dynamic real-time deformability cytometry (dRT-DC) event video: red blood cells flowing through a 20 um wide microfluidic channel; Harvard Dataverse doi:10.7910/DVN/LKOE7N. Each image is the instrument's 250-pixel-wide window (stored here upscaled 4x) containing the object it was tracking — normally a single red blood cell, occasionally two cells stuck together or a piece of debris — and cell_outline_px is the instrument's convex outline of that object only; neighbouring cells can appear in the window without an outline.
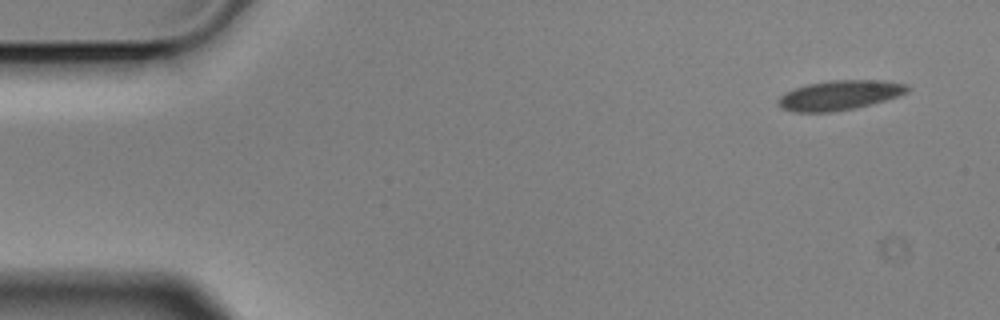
{"species": "Egyptian fruit bat (a non-hibernating species)", "species_latin": "Rousettus aegyptiacus", "temperature_condition": "cold", "stored_images_in_passage": 6, "camera_frame_rate_fps": 3000, "um_per_image_px": 0.085, "animal": {"sex": "male"}, "frame": {"image": 1, "passage_image": 1, "time_ms": 0.0, "image_size_px": [1000, 320], "cell_outline_px": [[912, 88], [908, 92], [884, 100], [852, 108], [832, 112], [796, 112], [780, 108], [776, 104], [776, 100], [784, 92], [792, 88], [808, 84], [832, 80], [884, 80], [908, 84]], "centroid_in_image_um": [71.32, 8.08], "position_along_channel_um": 13.7, "area_um2": 22.43}}
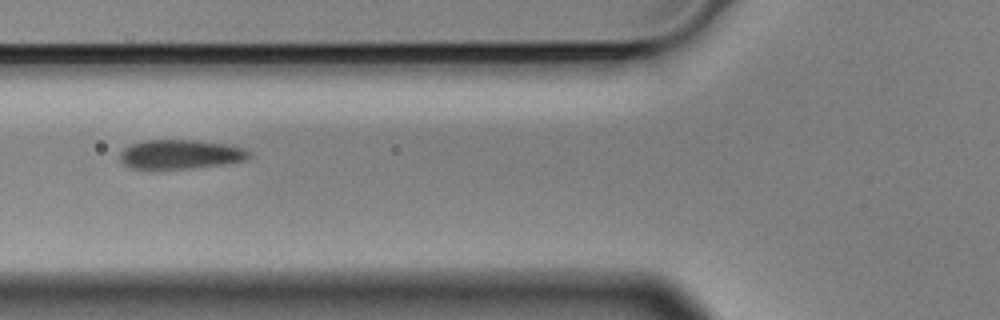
{"frame": {"image": 2, "passage_image": 6, "time_ms": 1.667, "image_size_px": [1000, 320], "cell_outline_px": [[252, 156], [244, 160], [224, 164], [192, 168], [132, 168], [124, 164], [120, 160], [120, 152], [124, 148], [132, 144], [144, 140], [196, 140], [224, 144], [240, 148], [248, 152]], "centroid_in_image_um": [15.3, 13.11], "position_along_channel_um": 110.5, "area_um2": 21.62}}